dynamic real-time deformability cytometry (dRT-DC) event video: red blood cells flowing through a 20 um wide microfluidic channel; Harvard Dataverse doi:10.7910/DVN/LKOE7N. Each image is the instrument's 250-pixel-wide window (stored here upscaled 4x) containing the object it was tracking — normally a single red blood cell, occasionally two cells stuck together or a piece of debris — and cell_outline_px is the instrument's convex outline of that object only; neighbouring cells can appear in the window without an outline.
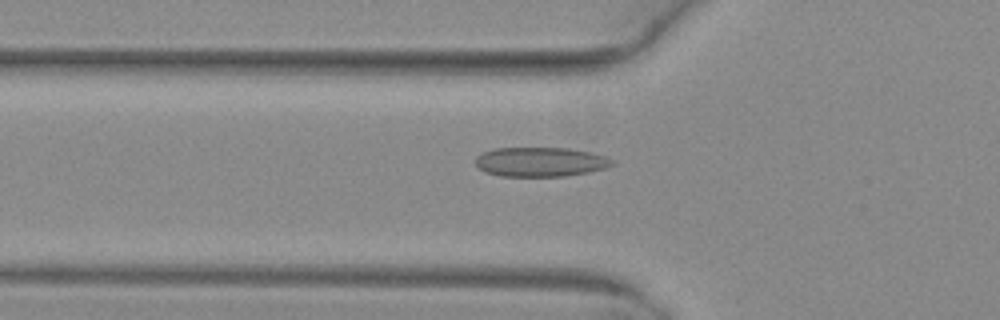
{"species": "common noctule bat (a hibernating species)", "species_latin": "Nyctalus noctula", "temperature_condition": "warm", "stored_images_in_passage": 35, "camera_frame_rate_fps": 3000, "um_per_image_px": 0.085, "animal": {"sex": "female", "body_mass_g": 29.2, "forearm_length_mm": 56.3}, "frame": {"image": 1, "passage_image": 2, "time_ms": 0.333, "image_size_px": [1000, 320], "cell_outline_px": [[616, 164], [604, 168], [588, 172], [564, 176], [500, 176], [484, 172], [476, 164], [476, 156], [484, 152], [496, 148], [568, 148], [588, 152], [604, 156], [612, 160]], "centroid_in_image_um": [45.92, 13.76], "position_along_channel_um": 79.9, "area_um2": 23.24}}
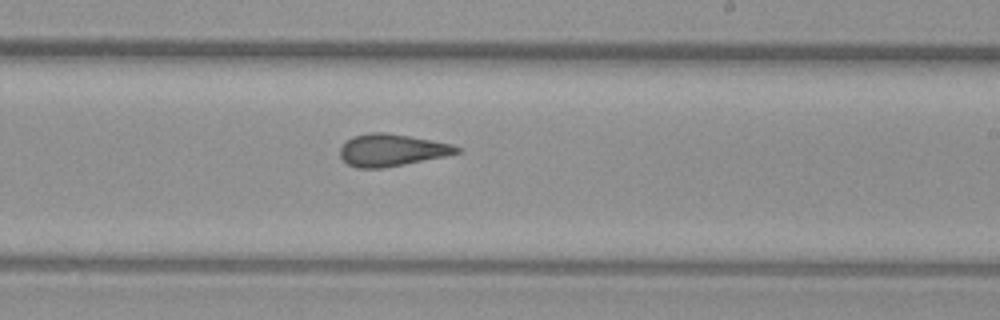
{"frame": {"image": 2, "passage_image": 15, "time_ms": 4.667, "image_size_px": [1000, 320], "cell_outline_px": [[460, 152], [448, 156], [384, 168], [356, 168], [348, 164], [340, 156], [340, 148], [352, 136], [368, 132], [384, 132], [432, 140], [452, 144], [460, 148]], "centroid_in_image_um": [33.3, 12.76], "position_along_channel_um": 255.7, "area_um2": 21.91}}
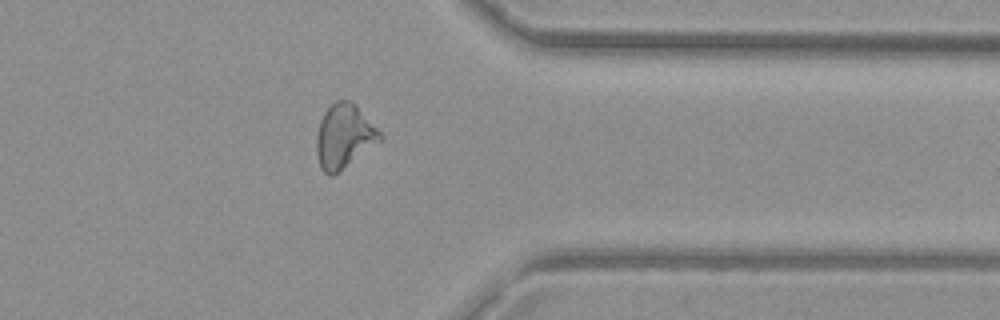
{"frame": {"image": 3, "passage_image": 25, "time_ms": 8.0, "image_size_px": [1000, 320], "cell_outline_px": [[384, 136], [380, 140], [332, 176], [328, 176], [320, 168], [316, 152], [316, 136], [320, 120], [324, 112], [336, 100], [352, 100], [356, 104]], "centroid_in_image_um": [29.22, 11.56], "position_along_channel_um": 382.2, "area_um2": 23.41}, "authors_computed_cell_mechanics": {"area_um2": 22.4264, "velocity_mm_per_s": 4.0471, "shape_relaxation_time_tau1_ms": null, "shape_relaxation_time_tau2_ms": 1.6699, "deformation_change_tau1": null, "deformation_change_tau2": 0.0949}}